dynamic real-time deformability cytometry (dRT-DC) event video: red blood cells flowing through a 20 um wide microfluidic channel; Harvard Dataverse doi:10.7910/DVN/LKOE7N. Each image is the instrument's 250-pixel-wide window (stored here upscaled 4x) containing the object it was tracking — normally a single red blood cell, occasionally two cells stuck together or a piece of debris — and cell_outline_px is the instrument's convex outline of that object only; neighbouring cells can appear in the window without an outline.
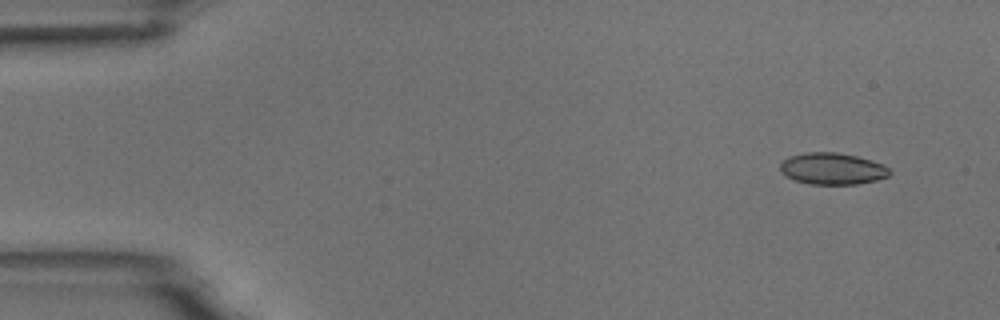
{"species": "common noctule bat (a hibernating species)", "species_latin": "Nyctalus noctula", "temperature_condition": "room temperature", "stored_images_in_passage": 5, "segment_of_instrument_passage": [1, 2], "camera_frame_rate_fps": 3000, "um_per_image_px": 0.085, "animal": {"sex": "male", "body_mass_g": 18.8}, "frame": {"image": 1, "passage_image": 1, "time_ms": 0.0, "image_size_px": [1000, 320], "cell_outline_px": [[892, 172], [888, 176], [876, 180], [856, 184], [808, 184], [796, 180], [780, 172], [780, 164], [788, 156], [804, 152], [836, 152], [856, 156], [872, 160], [888, 168]], "centroid_in_image_um": [70.73, 14.33], "position_along_channel_um": 14.3, "area_um2": 20.11}}
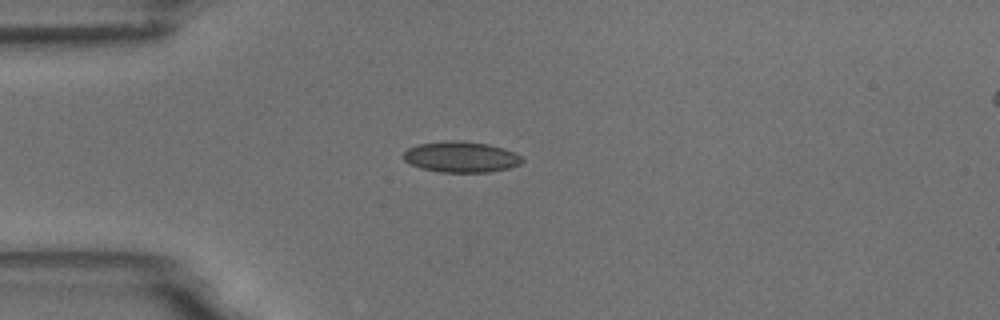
{"frame": {"image": 2, "passage_image": 4, "time_ms": 3.333, "image_size_px": [1000, 320], "cell_outline_px": [[524, 160], [520, 164], [508, 168], [488, 172], [440, 172], [420, 168], [404, 160], [400, 156], [408, 148], [420, 144], [448, 140], [464, 140], [488, 144], [504, 148], [516, 152]], "centroid_in_image_um": [39.19, 13.33], "position_along_channel_um": 45.8, "area_um2": 21.5}}